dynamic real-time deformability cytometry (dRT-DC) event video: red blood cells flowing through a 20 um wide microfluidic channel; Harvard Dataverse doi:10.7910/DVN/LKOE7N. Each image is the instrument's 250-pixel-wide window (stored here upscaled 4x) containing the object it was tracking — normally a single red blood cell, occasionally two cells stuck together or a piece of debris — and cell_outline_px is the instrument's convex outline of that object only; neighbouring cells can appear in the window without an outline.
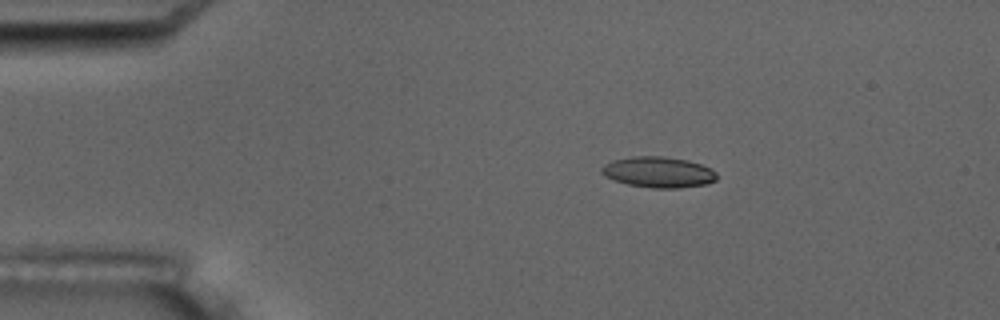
{"species": "common noctule bat (a hibernating species)", "species_latin": "Nyctalus noctula", "temperature_condition": "room temperature", "stored_images_in_passage": 4, "camera_frame_rate_fps": 3000, "um_per_image_px": 0.085, "animal": {"sex": "male", "body_mass_g": 17.5, "forearm_length_mm": 52.3}, "frame": {"image": 1, "passage_image": 2, "time_ms": 2.0, "image_size_px": [1000, 320], "cell_outline_px": [[716, 180], [708, 184], [680, 188], [652, 188], [628, 184], [604, 176], [600, 172], [600, 168], [604, 164], [612, 160], [632, 156], [664, 156], [688, 160], [712, 168], [716, 172]], "centroid_in_image_um": [55.97, 14.63], "position_along_channel_um": 29.0, "area_um2": 20.87}}